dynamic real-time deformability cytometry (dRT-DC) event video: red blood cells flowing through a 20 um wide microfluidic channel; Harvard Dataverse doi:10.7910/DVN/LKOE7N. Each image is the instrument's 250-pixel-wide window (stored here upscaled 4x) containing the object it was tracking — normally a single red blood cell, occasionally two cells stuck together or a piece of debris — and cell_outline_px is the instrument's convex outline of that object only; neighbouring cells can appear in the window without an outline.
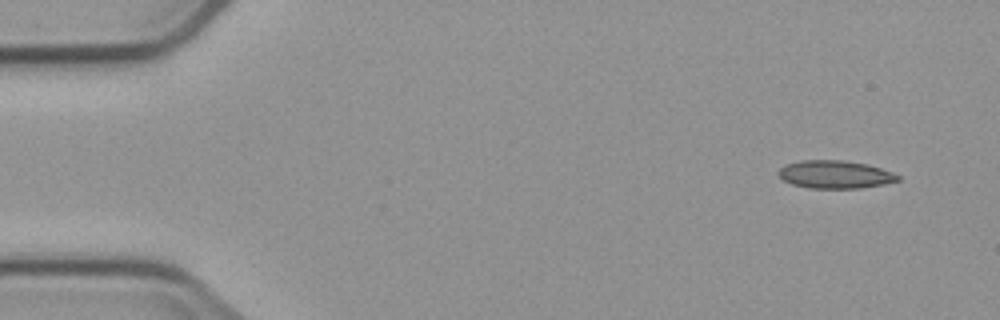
{"species": "common noctule bat (a hibernating species)", "species_latin": "Nyctalus noctula", "temperature_condition": "cold", "stored_images_in_passage": 4, "camera_frame_rate_fps": 3000, "um_per_image_px": 0.085, "animal": {"sex": "male", "body_mass_g": 23.1, "forearm_length_mm": 52.7}, "frame": {"image": 1, "passage_image": 1, "time_ms": 0.0, "image_size_px": [1000, 320], "cell_outline_px": [[900, 180], [884, 184], [860, 188], [808, 188], [792, 184], [784, 180], [776, 172], [784, 164], [800, 160], [844, 160], [868, 164], [892, 172], [900, 176]], "centroid_in_image_um": [70.96, 14.82], "position_along_channel_um": 14.0, "area_um2": 19.54}}
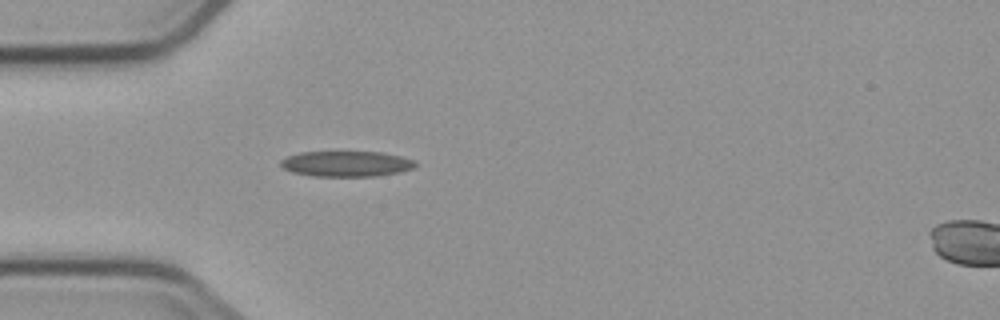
{"frame": {"image": 2, "passage_image": 4, "time_ms": 4.0, "image_size_px": [1000, 320], "cell_outline_px": [[416, 164], [412, 168], [400, 172], [372, 176], [312, 176], [292, 172], [284, 168], [280, 164], [280, 160], [288, 156], [300, 152], [380, 152], [400, 156], [416, 160]], "centroid_in_image_um": [29.43, 13.92], "position_along_channel_um": 55.6, "area_um2": 19.94}}